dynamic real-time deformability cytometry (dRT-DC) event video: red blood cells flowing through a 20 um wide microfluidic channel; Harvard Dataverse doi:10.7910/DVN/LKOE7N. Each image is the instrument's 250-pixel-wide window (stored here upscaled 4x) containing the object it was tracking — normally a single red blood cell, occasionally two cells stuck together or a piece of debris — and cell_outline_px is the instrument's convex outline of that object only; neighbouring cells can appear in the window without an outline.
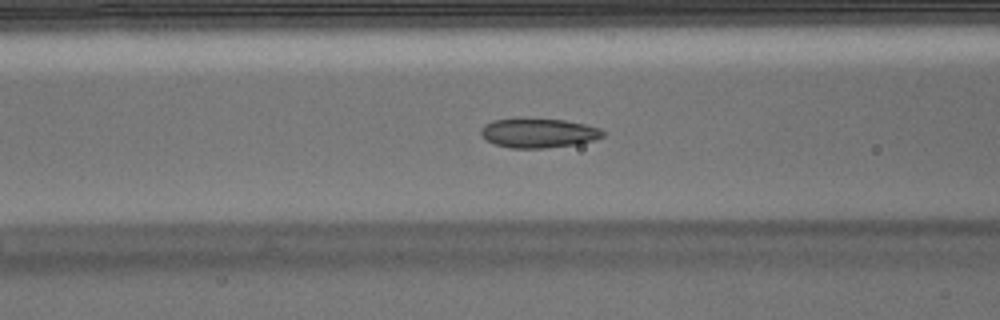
{"species": "Egyptian fruit bat (a non-hibernating species)", "species_latin": "Rousettus aegyptiacus", "temperature_condition": "warm", "stored_images_in_passage": 38, "camera_frame_rate_fps": 3000, "um_per_image_px": 0.085, "animal": {"sex": "male"}, "frame": {"image": 1, "passage_image": 5, "time_ms": 1.333, "image_size_px": [1000, 320], "cell_outline_px": [[604, 136], [596, 140], [576, 144], [544, 148], [508, 148], [496, 144], [480, 136], [480, 128], [484, 124], [492, 120], [516, 116], [564, 120], [584, 124], [600, 128], [604, 132]], "centroid_in_image_um": [45.72, 11.27], "position_along_channel_um": 120.9, "area_um2": 21.56}}
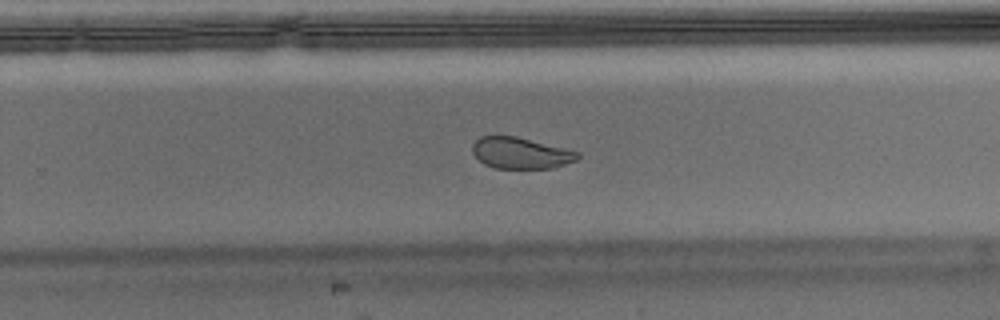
{"frame": {"image": 2, "passage_image": 18, "time_ms": 5.667, "image_size_px": [1000, 320], "cell_outline_px": [[580, 156], [576, 160], [552, 168], [496, 168], [484, 164], [472, 152], [472, 144], [480, 136], [516, 136], [580, 152]], "centroid_in_image_um": [44.25, 13.0], "position_along_channel_um": 285.6, "area_um2": 19.02}}
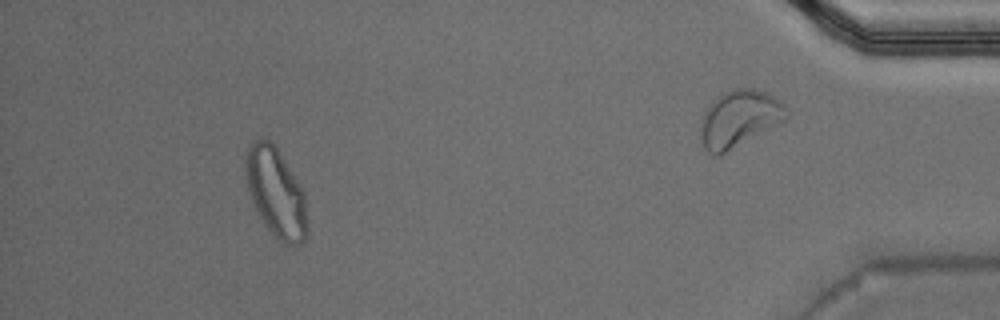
{"frame": {"image": 3, "passage_image": 33, "time_ms": 10.667, "image_size_px": [1000, 320], "cell_outline_px": [[308, 232], [304, 244], [280, 244], [264, 224], [248, 192], [244, 168], [244, 160], [248, 148], [252, 140], [260, 136], [276, 144], [300, 184], [304, 192], [308, 228]], "centroid_in_image_um": [23.45, 16.35], "position_along_channel_um": 411.7, "area_um2": 32.77}, "authors_computed_cell_mechanics": {"area_um2": 21.5016, "velocity_mm_per_s": 3.7984, "shape_relaxation_time_tau1_ms": null, "shape_relaxation_time_tau2_ms": 1.4142, "deformation_change_tau1": null, "deformation_change_tau2": 0.0403}}